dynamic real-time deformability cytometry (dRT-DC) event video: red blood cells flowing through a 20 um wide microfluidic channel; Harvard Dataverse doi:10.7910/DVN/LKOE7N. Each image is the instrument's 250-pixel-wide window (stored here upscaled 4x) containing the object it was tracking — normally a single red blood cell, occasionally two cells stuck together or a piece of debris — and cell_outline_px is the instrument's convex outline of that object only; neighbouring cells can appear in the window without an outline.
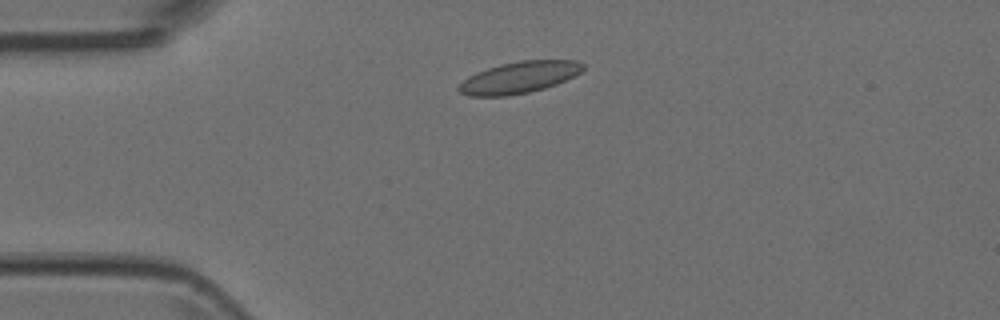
{"species": "Egyptian fruit bat (a non-hibernating species)", "species_latin": "Rousettus aegyptiacus", "temperature_condition": "room temperature", "stored_images_in_passage": 3, "camera_frame_rate_fps": 3000, "um_per_image_px": 0.085, "animal": {"sex": "female"}, "frame": {"image": 1, "passage_image": 2, "time_ms": 0.333, "image_size_px": [1000, 320], "cell_outline_px": [[584, 68], [580, 72], [556, 84], [544, 88], [528, 92], [508, 96], [468, 96], [460, 92], [456, 88], [468, 76], [476, 72], [500, 64], [520, 60], [576, 60], [584, 64]], "centroid_in_image_um": [44.1, 6.58], "position_along_channel_um": 40.9, "area_um2": 22.77}}